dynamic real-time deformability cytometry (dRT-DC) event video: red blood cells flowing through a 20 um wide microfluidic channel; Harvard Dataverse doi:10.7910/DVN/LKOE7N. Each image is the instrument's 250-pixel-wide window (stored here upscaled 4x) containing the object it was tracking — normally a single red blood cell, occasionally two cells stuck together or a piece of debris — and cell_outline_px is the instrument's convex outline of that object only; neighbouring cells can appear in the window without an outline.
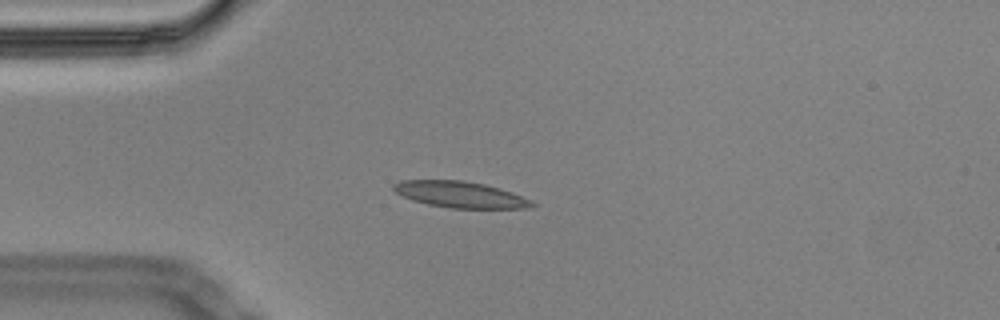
{"species": "Egyptian fruit bat (a non-hibernating species)", "species_latin": "Rousettus aegyptiacus", "temperature_condition": "cold", "stored_images_in_passage": 57, "camera_frame_rate_fps": 3000, "um_per_image_px": 0.085, "animal": {"sex": "male"}, "frame": {"image": 1, "passage_image": 14, "time_ms": 4.333, "image_size_px": [1000, 320], "cell_outline_px": [[536, 204], [524, 208], [448, 208], [428, 204], [412, 200], [396, 192], [392, 188], [392, 184], [400, 180], [460, 180], [484, 184], [500, 188], [512, 192], [532, 200]], "centroid_in_image_um": [39.1, 16.53], "position_along_channel_um": 45.9, "area_um2": 21.1}}
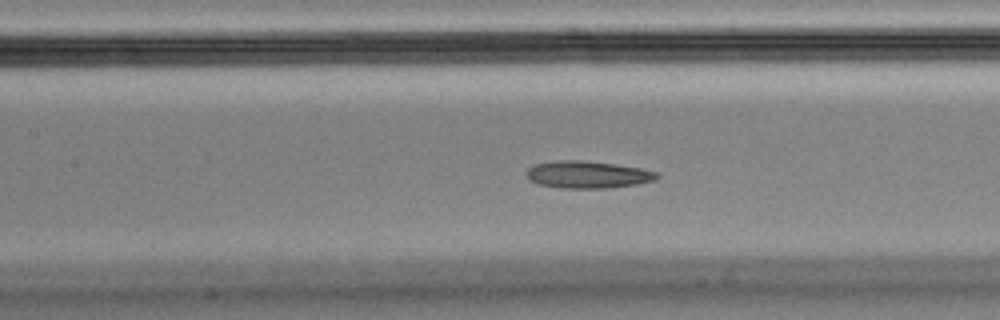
{"frame": {"image": 2, "passage_image": 25, "time_ms": 8.0, "image_size_px": [1000, 320], "cell_outline_px": [[660, 176], [656, 180], [636, 184], [608, 188], [564, 188], [540, 184], [528, 180], [528, 168], [532, 164], [556, 160], [580, 160], [612, 164], [640, 168], [656, 172]], "centroid_in_image_um": [49.94, 14.84], "position_along_channel_um": 157.5, "area_um2": 20.52}}
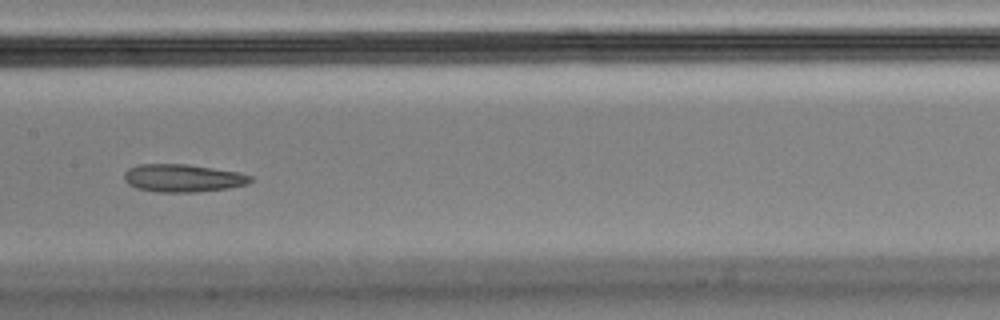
{"frame": {"image": 3, "passage_image": 28, "time_ms": 9.0, "image_size_px": [1000, 320], "cell_outline_px": [[252, 180], [248, 184], [228, 188], [196, 192], [156, 192], [136, 188], [128, 184], [124, 180], [124, 172], [128, 168], [136, 164], [188, 164], [240, 172], [252, 176]], "centroid_in_image_um": [15.53, 15.13], "position_along_channel_um": 191.9, "area_um2": 20.69}, "authors_computed_cell_mechanics": {"area_um2": 21.097, "velocity_mm_per_s": 3.438, "shape_relaxation_time_tau1_ms": null, "shape_relaxation_time_tau2_ms": 4.0532, "deformation_change_tau1": null, "deformation_change_tau2": 0.101}}